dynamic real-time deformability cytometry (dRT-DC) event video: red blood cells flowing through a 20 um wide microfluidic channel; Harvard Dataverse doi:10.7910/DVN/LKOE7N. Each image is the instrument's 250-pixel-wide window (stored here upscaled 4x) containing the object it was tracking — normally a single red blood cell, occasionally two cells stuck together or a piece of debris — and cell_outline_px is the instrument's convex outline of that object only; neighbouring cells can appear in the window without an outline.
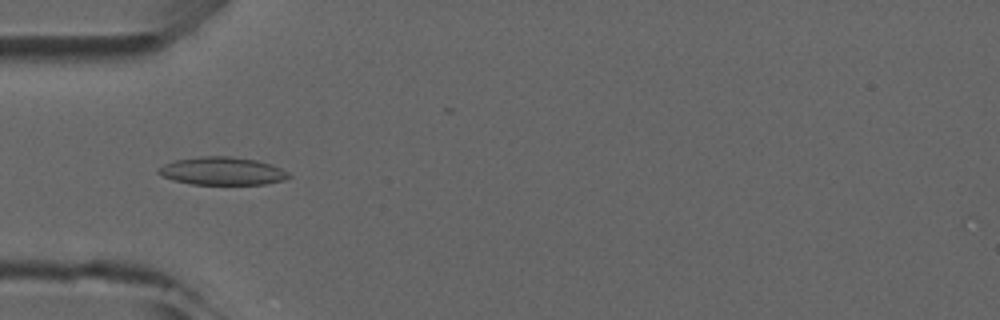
{"species": "common noctule bat (a hibernating species)", "species_latin": "Nyctalus noctula", "temperature_condition": "room temperature", "stored_images_in_passage": 4, "camera_frame_rate_fps": 3000, "um_per_image_px": 0.085, "animal": {"sex": "male", "forearm_length_mm": 52.5}, "frame": {"image": 1, "passage_image": 3, "time_ms": 2.333, "image_size_px": [1000, 320], "cell_outline_px": [[292, 176], [284, 180], [264, 184], [192, 184], [172, 180], [156, 172], [156, 168], [164, 164], [176, 160], [204, 156], [232, 156], [256, 160], [272, 164], [288, 172]], "centroid_in_image_um": [18.89, 14.54], "position_along_channel_um": 66.1, "area_um2": 21.21}}
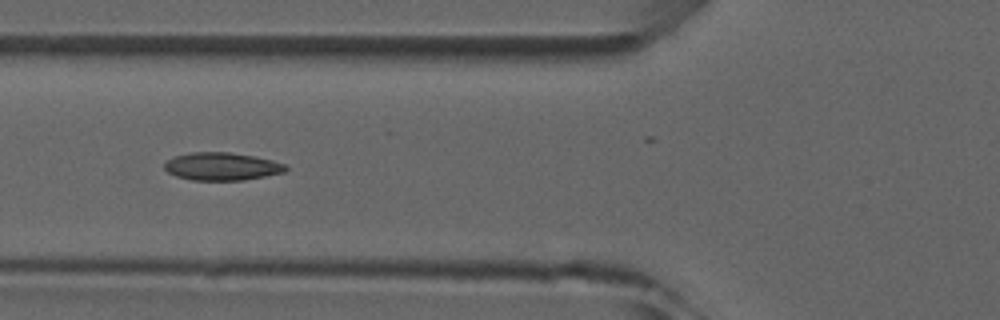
{"frame": {"image": 2, "passage_image": 4, "time_ms": 3.333, "image_size_px": [1000, 320], "cell_outline_px": [[288, 168], [284, 172], [244, 180], [192, 180], [176, 176], [168, 172], [164, 168], [164, 164], [172, 156], [192, 152], [228, 152], [252, 156], [272, 160], [284, 164]], "centroid_in_image_um": [18.82, 14.14], "position_along_channel_um": 107.0, "area_um2": 19.54}}